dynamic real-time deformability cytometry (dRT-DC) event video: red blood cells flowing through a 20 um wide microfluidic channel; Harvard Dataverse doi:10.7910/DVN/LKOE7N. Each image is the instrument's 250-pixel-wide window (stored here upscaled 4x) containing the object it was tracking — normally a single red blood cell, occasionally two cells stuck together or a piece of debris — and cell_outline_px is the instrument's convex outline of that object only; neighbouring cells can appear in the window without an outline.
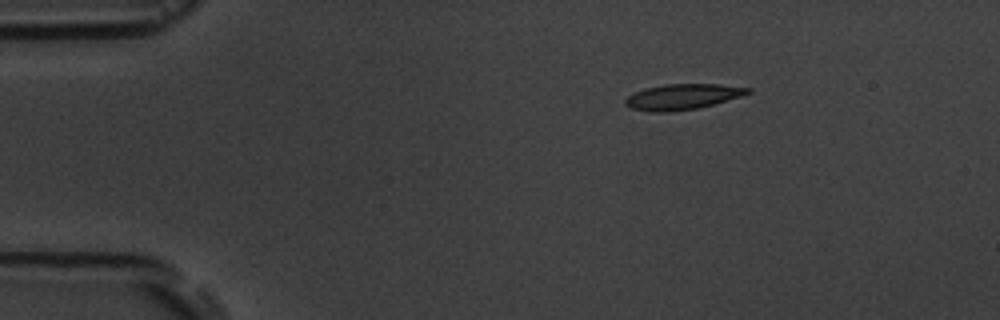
{"species": "common noctule bat (a hibernating species)", "species_latin": "Nyctalus noctula", "temperature_condition": "room temperature", "stored_images_in_passage": 3, "camera_frame_rate_fps": 3000, "um_per_image_px": 0.085, "animal": {"sex": "male", "body_mass_g": 19.5, "forearm_length_mm": 54.6}, "frame": {"image": 1, "passage_image": 1, "time_ms": 0.0, "image_size_px": [1000, 320], "cell_outline_px": [[752, 92], [740, 96], [712, 104], [696, 108], [672, 112], [652, 112], [632, 108], [624, 104], [624, 100], [628, 96], [636, 92], [648, 88], [664, 84], [720, 84], [752, 88]], "centroid_in_image_um": [58.02, 8.22], "position_along_channel_um": 27.0, "area_um2": 18.03}}